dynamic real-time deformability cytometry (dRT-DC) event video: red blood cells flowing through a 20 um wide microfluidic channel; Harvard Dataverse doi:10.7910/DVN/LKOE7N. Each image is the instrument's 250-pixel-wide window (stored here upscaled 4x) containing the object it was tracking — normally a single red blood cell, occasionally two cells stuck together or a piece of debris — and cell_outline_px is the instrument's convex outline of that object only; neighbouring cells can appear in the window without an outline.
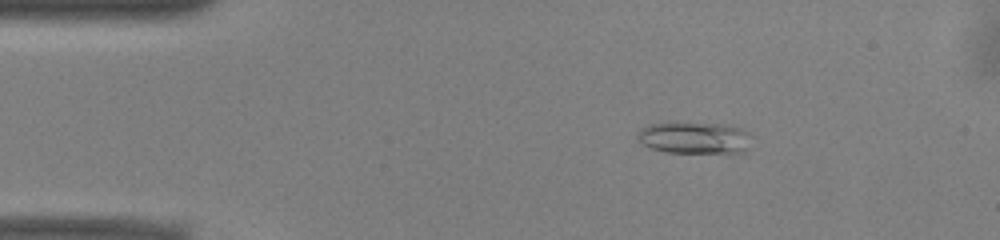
{"species": "common noctule bat (a hibernating species)", "species_latin": "Nyctalus noctula", "temperature_condition": "warm", "stored_images_in_passage": 51, "camera_frame_rate_fps": 3000, "um_per_image_px": 0.085, "animal": {"sex": "male", "body_mass_g": 13.0, "forearm_length_mm": 53.1}, "frame": {"image": 1, "passage_image": 8, "time_ms": 2.333, "image_size_px": [1000, 240], "cell_outline_px": [[748, 148], [744, 152], [664, 152], [648, 148], [636, 136], [636, 132], [640, 128], [648, 124], [676, 120], [724, 124], [744, 128], [748, 132]], "centroid_in_image_um": [58.95, 11.66], "position_along_channel_um": 26.1, "area_um2": 21.85}}
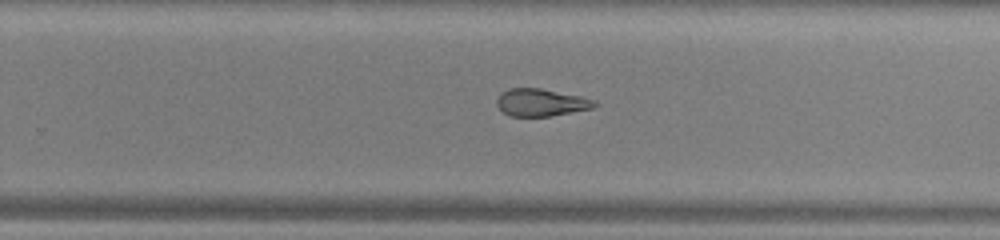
{"frame": {"image": 2, "passage_image": 32, "time_ms": 10.333, "image_size_px": [1000, 240], "cell_outline_px": [[600, 104], [592, 108], [552, 116], [508, 116], [496, 104], [496, 100], [500, 92], [512, 88], [540, 88], [580, 96], [596, 100]], "centroid_in_image_um": [45.99, 8.71], "position_along_channel_um": 283.8, "area_um2": 15.66}}
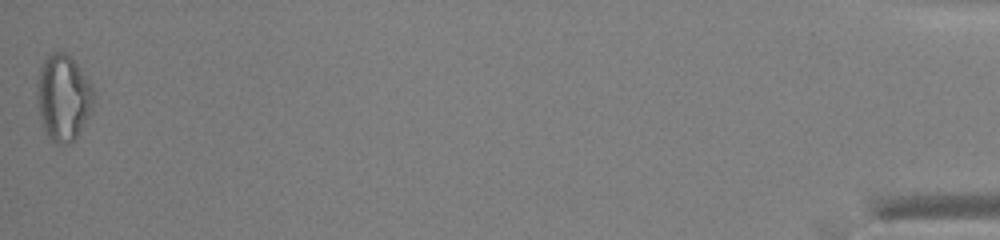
{"frame": {"image": 3, "passage_image": 51, "time_ms": 16.667, "image_size_px": [1000, 240], "cell_outline_px": [[96, 96], [88, 116], [76, 140], [68, 144], [56, 144], [44, 132], [40, 116], [36, 84], [40, 68], [44, 60], [52, 52], [64, 52], [76, 64], [88, 80]], "centroid_in_image_um": [5.37, 8.34], "position_along_channel_um": 429.8, "area_um2": 28.21}, "authors_computed_cell_mechanics": {"area_um2": 18.1492, "velocity_mm_per_s": 3.9528, "shape_relaxation_time_tau1_ms": null, "shape_relaxation_time_tau2_ms": 3.8356, "deformation_change_tau1": null, "deformation_change_tau2": 0.1138}}